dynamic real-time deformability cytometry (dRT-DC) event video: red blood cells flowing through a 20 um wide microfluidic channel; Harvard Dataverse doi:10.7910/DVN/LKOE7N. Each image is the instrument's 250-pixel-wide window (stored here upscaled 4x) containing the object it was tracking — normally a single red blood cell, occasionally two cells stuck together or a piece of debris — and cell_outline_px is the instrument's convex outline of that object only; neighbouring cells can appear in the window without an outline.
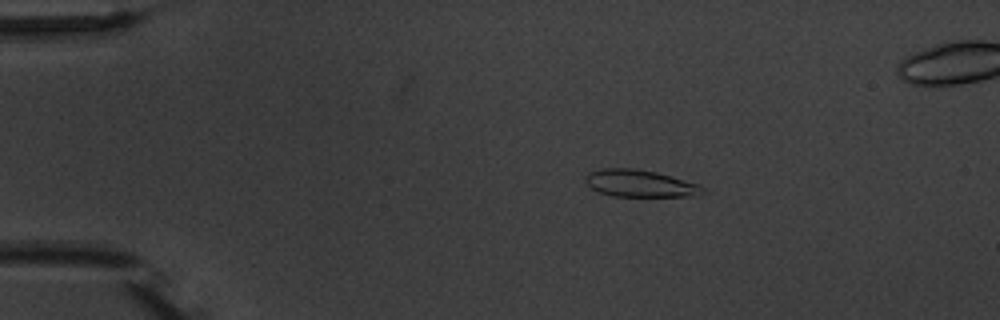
{"species": "common noctule bat (a hibernating species)", "species_latin": "Nyctalus noctula", "temperature_condition": "warm", "stored_images_in_passage": 6, "camera_frame_rate_fps": 3000, "um_per_image_px": 0.085, "animal": {"sex": "male", "body_mass_g": 20.1, "forearm_length_mm": 53.5}, "frame": {"image": 1, "passage_image": 3, "time_ms": 2.333, "image_size_px": [1000, 320], "cell_outline_px": [[708, 192], [692, 196], [612, 196], [600, 192], [592, 188], [584, 180], [584, 176], [588, 172], [604, 168], [632, 168], [656, 172], [700, 184]], "centroid_in_image_um": [54.41, 15.59], "position_along_channel_um": 30.6, "area_um2": 18.55}}
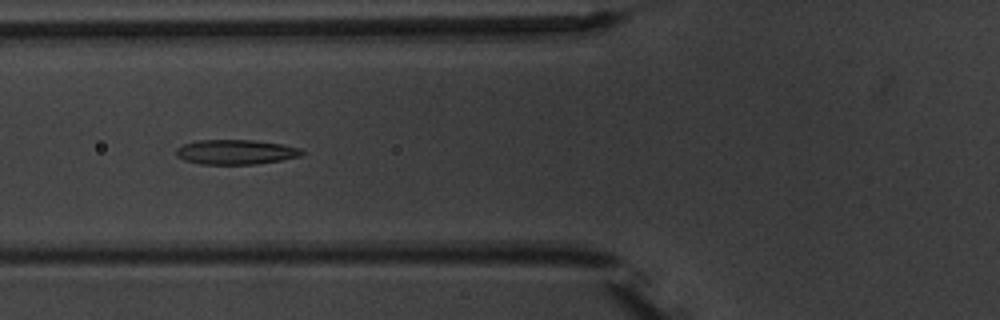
{"frame": {"image": 2, "passage_image": 6, "time_ms": 6.0, "image_size_px": [1000, 320], "cell_outline_px": [[304, 152], [300, 156], [280, 160], [256, 164], [200, 164], [184, 160], [176, 156], [176, 148], [184, 144], [196, 140], [252, 140], [280, 144], [300, 148]], "centroid_in_image_um": [20.0, 12.92], "position_along_channel_um": 105.8, "area_um2": 18.03}}